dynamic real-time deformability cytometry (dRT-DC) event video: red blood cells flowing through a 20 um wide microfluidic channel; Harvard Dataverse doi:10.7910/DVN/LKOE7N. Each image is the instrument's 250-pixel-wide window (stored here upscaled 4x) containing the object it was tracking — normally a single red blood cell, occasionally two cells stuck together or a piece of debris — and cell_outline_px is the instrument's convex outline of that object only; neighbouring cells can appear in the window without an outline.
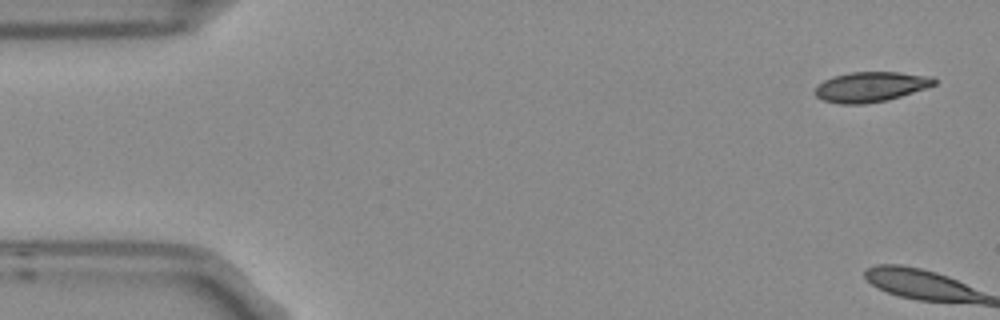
{"species": "Egyptian fruit bat (a non-hibernating species)", "species_latin": "Rousettus aegyptiacus", "temperature_condition": "room temperature", "stored_images_in_passage": 5, "camera_frame_rate_fps": 3000, "um_per_image_px": 0.085, "frame": {"image": 1, "passage_image": 1, "time_ms": 0.0, "image_size_px": [1000, 320], "cell_outline_px": [[936, 84], [888, 100], [864, 104], [840, 104], [824, 100], [816, 96], [816, 88], [824, 80], [832, 76], [852, 72], [900, 72], [932, 76], [936, 80]], "centroid_in_image_um": [74.02, 7.37], "position_along_channel_um": 11.0, "area_um2": 20.69}}